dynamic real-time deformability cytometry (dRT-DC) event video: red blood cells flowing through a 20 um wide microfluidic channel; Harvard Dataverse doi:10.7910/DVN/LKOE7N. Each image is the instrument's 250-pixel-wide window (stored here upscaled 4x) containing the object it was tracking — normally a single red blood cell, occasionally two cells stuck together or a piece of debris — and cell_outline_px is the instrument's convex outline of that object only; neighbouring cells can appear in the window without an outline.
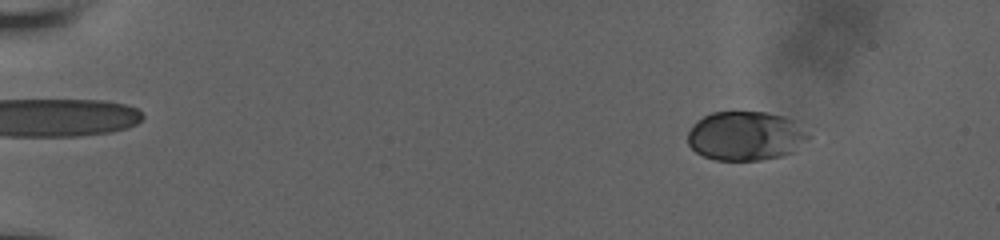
{"species": "human", "species_latin": "Homo sapiens", "temperature_condition": "room temperature", "stored_images_in_passage": 58, "camera_frame_rate_fps": 3000, "um_per_image_px": 0.085, "donor": {"sex": "male"}, "frame": {"image": 1, "passage_image": 9, "time_ms": 2.667, "image_size_px": [1000, 240], "cell_outline_px": [[812, 136], [792, 152], [780, 156], [760, 160], [716, 160], [704, 156], [696, 152], [688, 144], [688, 132], [692, 124], [696, 120], [712, 112], [768, 112], [784, 116], [792, 120]], "centroid_in_image_um": [63.35, 11.55], "position_along_channel_um": 21.6, "area_um2": 34.56}}
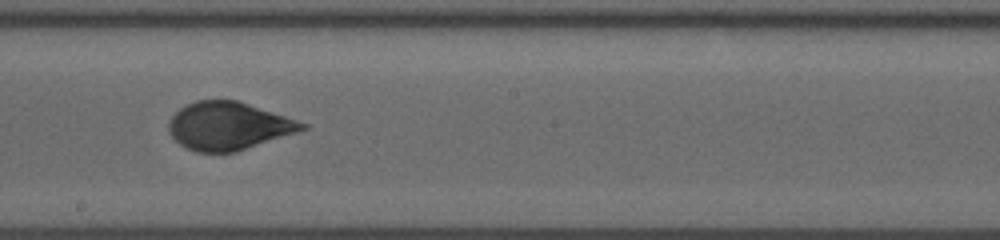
{"frame": {"image": 2, "passage_image": 36, "time_ms": 11.667, "image_size_px": [1000, 240], "cell_outline_px": [[308, 128], [236, 152], [196, 152], [180, 144], [168, 132], [168, 120], [180, 108], [196, 100], [236, 100], [308, 124]], "centroid_in_image_um": [19.38, 10.71], "position_along_channel_um": 228.8, "area_um2": 36.76}}
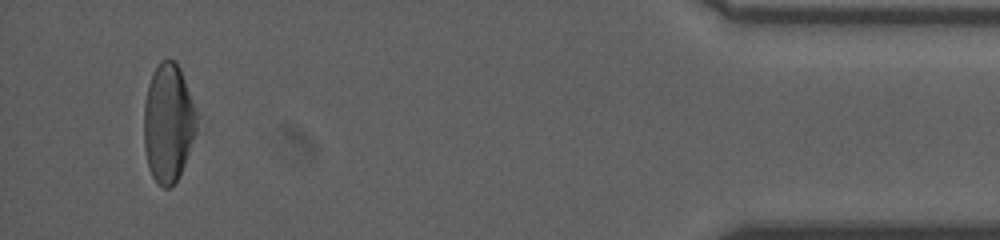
{"frame": {"image": 3, "passage_image": 56, "time_ms": 18.333, "image_size_px": [1000, 240], "cell_outline_px": [[208, 124], [176, 180], [168, 188], [164, 188], [152, 176], [148, 168], [144, 148], [144, 104], [148, 84], [152, 72], [160, 60], [176, 60]], "centroid_in_image_um": [14.48, 10.42], "position_along_channel_um": 420.7, "area_um2": 39.54}, "authors_computed_cell_mechanics": {"area_um2": 36.3273, "velocity_mm_per_s": 3.8232, "shape_relaxation_time_tau1_ms": 6.5441, "shape_relaxation_time_tau2_ms": 0.7146, "deformation_change_tau1": 0.2144, "deformation_change_tau2": 0.048}}